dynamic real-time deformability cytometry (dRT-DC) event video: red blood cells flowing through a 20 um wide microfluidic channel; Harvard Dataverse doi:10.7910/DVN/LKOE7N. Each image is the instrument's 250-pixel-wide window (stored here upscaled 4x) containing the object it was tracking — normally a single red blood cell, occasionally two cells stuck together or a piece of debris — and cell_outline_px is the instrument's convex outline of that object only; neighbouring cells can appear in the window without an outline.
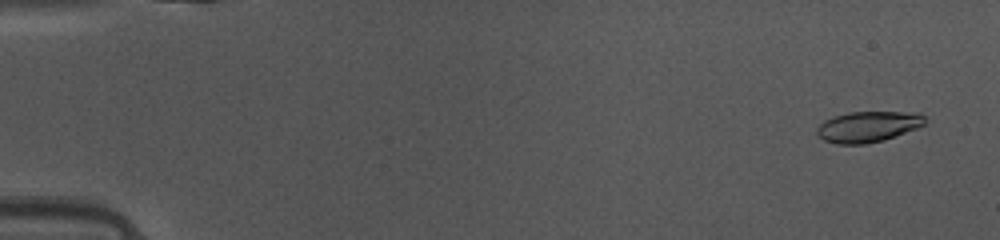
{"species": "common noctule bat (a hibernating species)", "species_latin": "Nyctalus noctula", "temperature_condition": "warm", "stored_images_in_passage": 49, "camera_frame_rate_fps": 3000, "um_per_image_px": 0.085, "animal": {"sex": "female", "body_mass_g": 10.0, "forearm_length_mm": 53.1}, "frame": {"image": 1, "passage_image": 3, "time_ms": 0.667, "image_size_px": [1000, 240], "cell_outline_px": [[928, 120], [924, 124], [916, 128], [884, 140], [864, 144], [836, 144], [824, 140], [816, 132], [816, 128], [824, 120], [848, 112], [920, 112]], "centroid_in_image_um": [73.79, 10.76], "position_along_channel_um": 11.2, "area_um2": 19.36}}
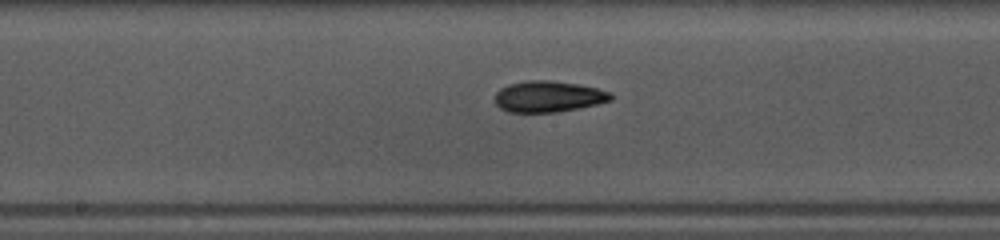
{"frame": {"image": 2, "passage_image": 26, "time_ms": 8.333, "image_size_px": [1000, 240], "cell_outline_px": [[612, 100], [596, 104], [556, 112], [508, 112], [500, 108], [496, 104], [496, 92], [500, 88], [508, 84], [528, 80], [548, 80], [576, 84], [596, 88], [612, 92]], "centroid_in_image_um": [46.59, 8.2], "position_along_channel_um": 201.6, "area_um2": 20.87}}
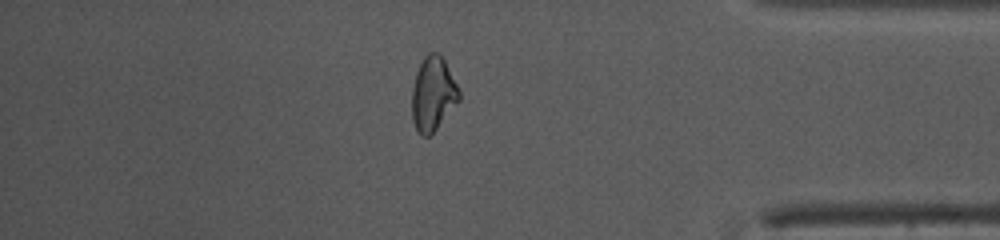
{"frame": {"image": 3, "passage_image": 42, "time_ms": 13.667, "image_size_px": [1000, 240], "cell_outline_px": [[460, 100], [436, 128], [428, 136], [420, 136], [412, 120], [412, 88], [416, 72], [424, 56], [428, 52], [436, 52], [444, 60], [460, 92]], "centroid_in_image_um": [36.78, 7.98], "position_along_channel_um": 398.4, "area_um2": 20.06}, "authors_computed_cell_mechanics": {"area_um2": 20.0566, "velocity_mm_per_s": 4.1489, "shape_relaxation_time_tau1_ms": 3.2201, "shape_relaxation_time_tau2_ms": 3.4676, "deformation_change_tau1": 0.1464, "deformation_change_tau2": 0.1159}}